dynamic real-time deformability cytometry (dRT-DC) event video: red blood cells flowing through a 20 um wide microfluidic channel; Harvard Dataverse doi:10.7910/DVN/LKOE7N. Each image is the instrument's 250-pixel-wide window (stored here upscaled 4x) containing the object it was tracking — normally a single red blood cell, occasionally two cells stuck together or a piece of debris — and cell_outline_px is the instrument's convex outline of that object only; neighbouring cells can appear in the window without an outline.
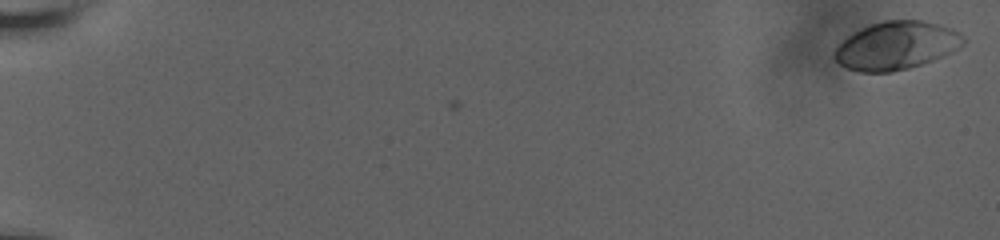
{"species": "human", "species_latin": "Homo sapiens", "temperature_condition": "room temperature", "stored_images_in_passage": 31, "camera_frame_rate_fps": 3000, "um_per_image_px": 0.085, "donor": {"sex": "male"}, "frame": {"image": 1, "passage_image": 1, "time_ms": 0.0, "image_size_px": [1000, 240], "cell_outline_px": [[964, 44], [932, 60], [908, 68], [892, 72], [860, 72], [848, 68], [840, 64], [836, 60], [836, 48], [848, 36], [860, 28], [884, 20], [924, 20], [940, 24], [952, 28], [960, 32], [964, 40]], "centroid_in_image_um": [76.19, 3.86], "position_along_channel_um": 8.8, "area_um2": 35.6}}
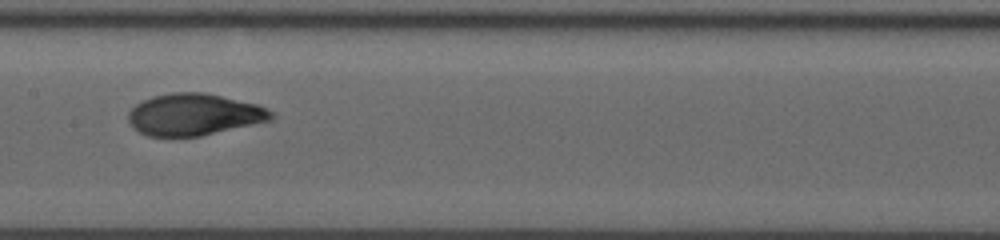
{"frame": {"image": 2, "passage_image": 18, "time_ms": 11.0, "image_size_px": [1000, 240], "cell_outline_px": [[276, 116], [272, 120], [200, 136], [148, 136], [132, 128], [128, 120], [128, 112], [136, 104], [152, 96], [172, 92], [204, 92], [256, 104], [276, 112]], "centroid_in_image_um": [16.5, 9.73], "position_along_channel_um": 190.9, "area_um2": 34.85}}
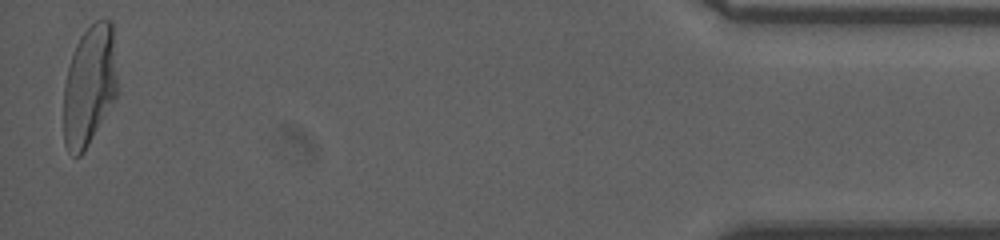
{"frame": {"image": 3, "passage_image": 31, "time_ms": 19.667, "image_size_px": [1000, 240], "cell_outline_px": [[116, 96], [84, 152], [80, 156], [72, 156], [68, 152], [64, 144], [64, 84], [68, 68], [76, 44], [80, 36], [96, 20], [108, 20], [112, 24], [116, 80]], "centroid_in_image_um": [7.57, 7.32], "position_along_channel_um": 427.6, "area_um2": 37.17}, "authors_computed_cell_mechanics": {"area_um2": 34.8534, "velocity_mm_per_s": 3.6302, "shape_relaxation_time_tau1_ms": 5.9611, "shape_relaxation_time_tau2_ms": null, "deformation_change_tau1": 0.212, "deformation_change_tau2": null}}